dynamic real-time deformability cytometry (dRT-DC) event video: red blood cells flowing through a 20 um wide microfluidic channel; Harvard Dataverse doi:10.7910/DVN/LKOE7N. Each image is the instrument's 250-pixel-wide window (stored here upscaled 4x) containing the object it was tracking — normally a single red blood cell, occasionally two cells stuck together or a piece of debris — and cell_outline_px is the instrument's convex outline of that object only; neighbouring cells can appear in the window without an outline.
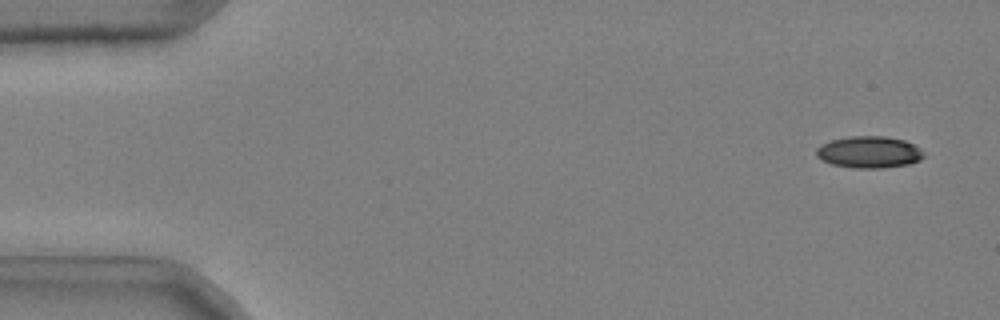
{"species": "common noctule bat (a hibernating species)", "species_latin": "Nyctalus noctula", "temperature_condition": "cold", "stored_images_in_passage": 50, "camera_frame_rate_fps": 3000, "um_per_image_px": 0.085, "animal": {"sex": "male", "body_mass_g": 20.4}, "frame": {"image": 1, "passage_image": 3, "time_ms": 0.667, "image_size_px": [1000, 320], "cell_outline_px": [[924, 156], [920, 160], [908, 164], [884, 168], [856, 168], [832, 164], [820, 160], [816, 156], [816, 148], [820, 144], [832, 140], [848, 136], [884, 136], [904, 140], [920, 148]], "centroid_in_image_um": [73.84, 12.93], "position_along_channel_um": 11.2, "area_um2": 19.94}}
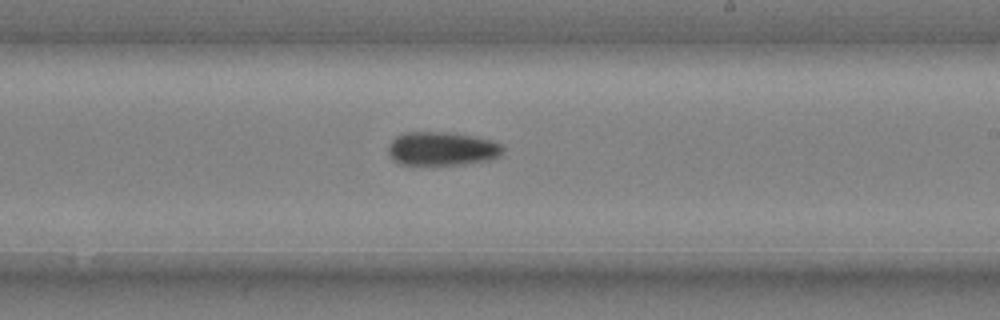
{"frame": {"image": 2, "passage_image": 32, "time_ms": 10.333, "image_size_px": [1000, 320], "cell_outline_px": [[504, 152], [500, 156], [492, 160], [464, 164], [432, 168], [400, 164], [392, 160], [388, 152], [388, 144], [400, 132], [456, 132], [488, 140], [500, 144], [504, 148]], "centroid_in_image_um": [37.52, 12.69], "position_along_channel_um": 251.5, "area_um2": 23.64}}
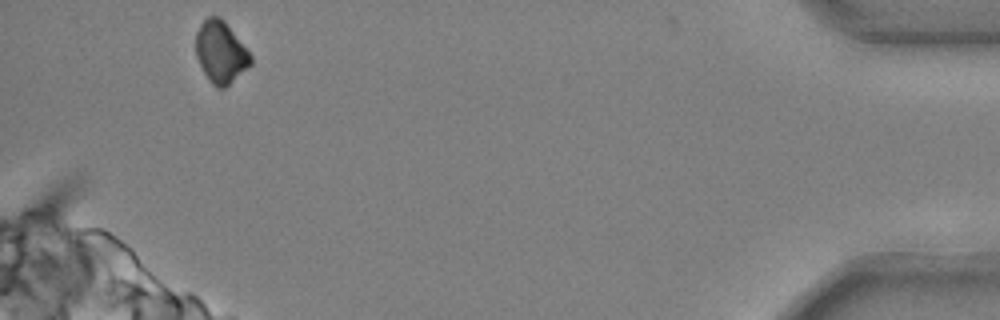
{"frame": {"image": 3, "passage_image": 50, "time_ms": 16.333, "image_size_px": [1000, 320], "cell_outline_px": [[252, 64], [224, 88], [216, 88], [212, 84], [204, 72], [196, 56], [196, 32], [200, 24], [208, 16], [220, 16], [224, 20], [252, 56]], "centroid_in_image_um": [18.75, 4.42], "position_along_channel_um": 416.4, "area_um2": 19.59}, "authors_computed_cell_mechanics": {"area_um2": 21.4149, "velocity_mm_per_s": 3.7192, "shape_relaxation_time_tau1_ms": 6.2601, "shape_relaxation_time_tau2_ms": null, "deformation_change_tau1": 0.1469, "deformation_change_tau2": null}}